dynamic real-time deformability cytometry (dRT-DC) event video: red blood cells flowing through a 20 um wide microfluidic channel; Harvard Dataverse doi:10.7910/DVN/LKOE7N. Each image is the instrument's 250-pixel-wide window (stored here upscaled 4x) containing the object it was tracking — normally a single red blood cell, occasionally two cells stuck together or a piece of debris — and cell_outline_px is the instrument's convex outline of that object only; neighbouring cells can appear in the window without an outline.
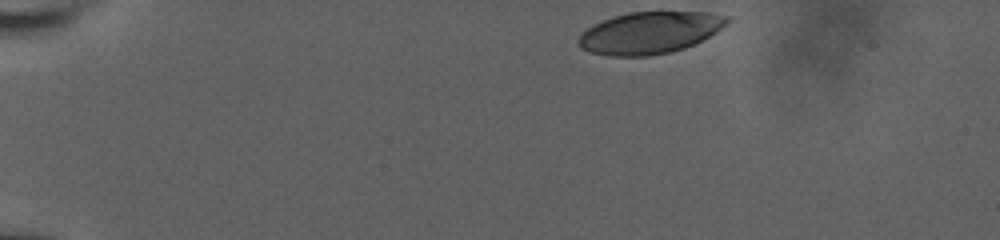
{"species": "human", "species_latin": "Homo sapiens", "temperature_condition": "room temperature", "stored_images_in_passage": 39, "camera_frame_rate_fps": 3000, "um_per_image_px": 0.085, "donor": {"sex": "male"}, "frame": {"image": 1, "passage_image": 1, "time_ms": 0.0, "image_size_px": [1000, 240], "cell_outline_px": [[728, 24], [716, 32], [684, 48], [672, 52], [648, 56], [608, 56], [588, 52], [580, 48], [576, 44], [576, 40], [580, 32], [612, 16], [628, 12], [712, 12], [728, 16]], "centroid_in_image_um": [55.17, 2.79], "position_along_channel_um": 29.8, "area_um2": 36.47}}
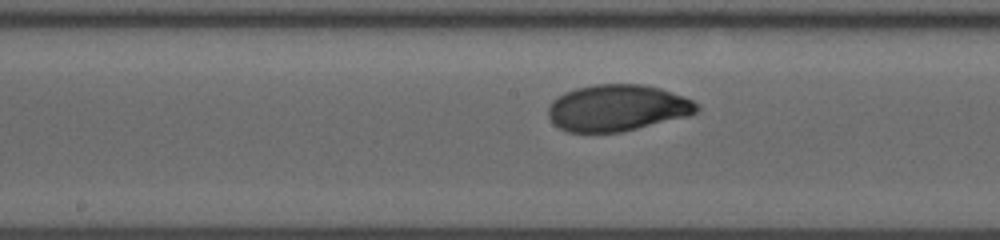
{"frame": {"image": 2, "passage_image": 22, "time_ms": 7.0, "image_size_px": [1000, 240], "cell_outline_px": [[700, 108], [696, 112], [688, 116], [620, 132], [568, 132], [560, 128], [548, 116], [548, 104], [552, 100], [564, 92], [576, 88], [596, 84], [644, 84], [660, 88], [684, 96], [692, 100]], "centroid_in_image_um": [52.46, 9.16], "position_along_channel_um": 195.7, "area_um2": 40.17}}
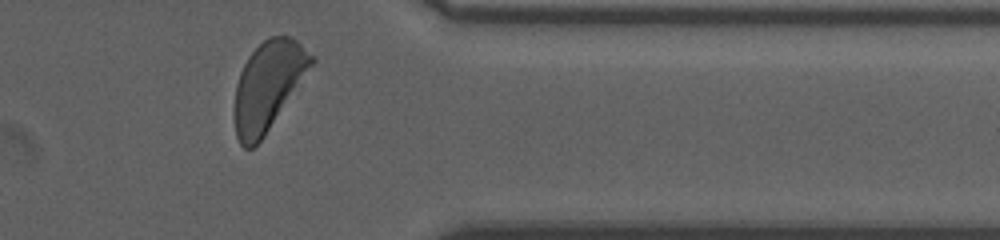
{"frame": {"image": 3, "passage_image": 38, "time_ms": 12.333, "image_size_px": [1000, 240], "cell_outline_px": [[316, 60], [264, 136], [252, 148], [244, 148], [240, 144], [236, 136], [232, 116], [232, 112], [236, 84], [240, 72], [248, 56], [268, 36], [288, 36], [296, 40], [316, 56]], "centroid_in_image_um": [22.76, 7.3], "position_along_channel_um": 388.6, "area_um2": 39.82}, "authors_computed_cell_mechanics": {"area_um2": 39.9976, "velocity_mm_per_s": 3.7713, "shape_relaxation_time_tau1_ms": 4.2876, "shape_relaxation_time_tau2_ms": null, "deformation_change_tau1": 0.1867, "deformation_change_tau2": null}}